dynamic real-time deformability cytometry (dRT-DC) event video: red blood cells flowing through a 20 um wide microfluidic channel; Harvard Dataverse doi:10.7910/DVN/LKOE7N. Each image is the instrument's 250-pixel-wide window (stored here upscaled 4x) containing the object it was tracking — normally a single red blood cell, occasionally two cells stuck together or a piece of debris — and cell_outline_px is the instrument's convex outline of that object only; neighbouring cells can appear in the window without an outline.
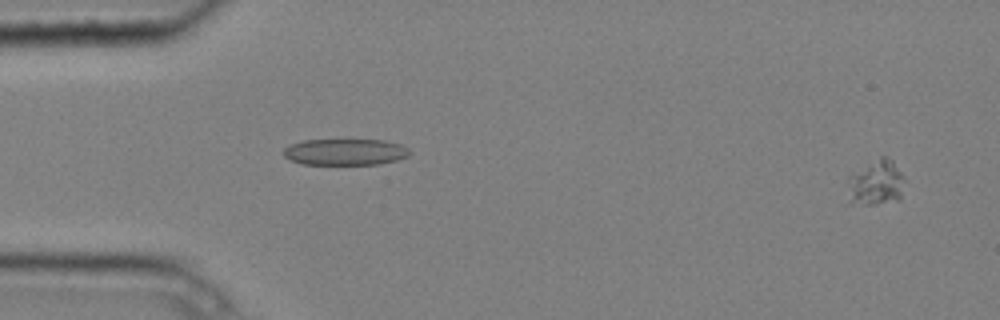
{"species": "common noctule bat (a hibernating species)", "species_latin": "Nyctalus noctula", "temperature_condition": "cold", "stored_images_in_passage": 7, "camera_frame_rate_fps": 3000, "um_per_image_px": 0.085, "animal": {"sex": "male", "body_mass_g": 20.4}, "frame": {"image": 1, "passage_image": 1, "time_ms": 0.0, "image_size_px": [1000, 320], "cell_outline_px": [[904, 176], [900, 200], [876, 204], [868, 204], [852, 200], [844, 180], [848, 176], [880, 156], [888, 156], [892, 160]], "centroid_in_image_um": [74.47, 15.5], "position_along_channel_um": 10.5, "area_um2": 14.91}}
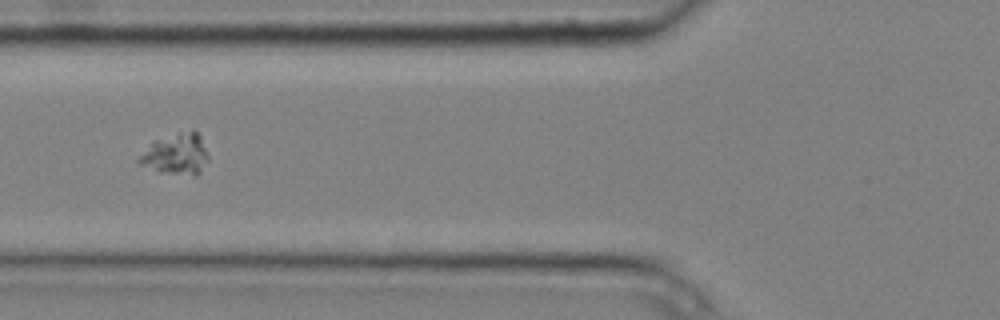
{"frame": {"image": 2, "passage_image": 6, "time_ms": 1.667, "image_size_px": [1000, 320], "cell_outline_px": [[208, 160], [200, 172], [196, 176], [192, 176], [160, 172], [140, 164], [136, 160], [156, 140], [192, 128], [200, 136], [208, 156]], "centroid_in_image_um": [15.01, 13.12], "position_along_channel_um": 110.8, "area_um2": 16.3}}
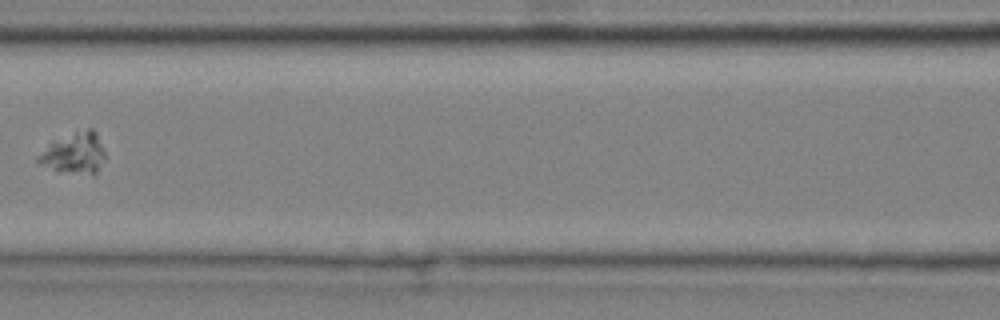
{"frame": {"image": 3, "passage_image": 7, "time_ms": 2.0, "image_size_px": [1000, 320], "cell_outline_px": [[104, 160], [96, 172], [92, 176], [56, 172], [40, 164], [36, 160], [36, 156], [48, 144], [76, 132], [88, 128], [92, 128], [96, 132], [104, 152]], "centroid_in_image_um": [6.29, 13.08], "position_along_channel_um": 160.3, "area_um2": 16.13}}